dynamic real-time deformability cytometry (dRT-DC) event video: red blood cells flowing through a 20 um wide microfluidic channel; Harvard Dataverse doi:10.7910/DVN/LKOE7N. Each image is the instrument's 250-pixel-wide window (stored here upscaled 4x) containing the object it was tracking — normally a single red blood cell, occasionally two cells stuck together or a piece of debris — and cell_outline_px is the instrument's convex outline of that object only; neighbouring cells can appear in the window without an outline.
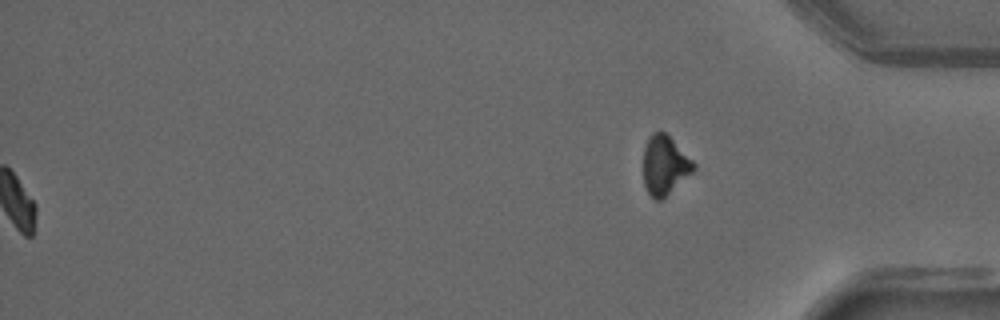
{"species": "common noctule bat (a hibernating species)", "species_latin": "Nyctalus noctula", "temperature_condition": "warm", "stored_images_in_passage": 56, "segment_of_instrument_passage": [2, 2], "camera_frame_rate_fps": 3000, "um_per_image_px": 0.085, "animal": {"sex": "male", "forearm_length_mm": 52.5}, "frame": {"image": 1, "passage_image": 56, "time_ms": 18.333, "image_size_px": [1000, 320], "cell_outline_px": [[696, 168], [692, 172], [660, 200], [656, 200], [648, 192], [644, 184], [644, 148], [648, 136], [652, 132], [664, 132], [696, 164]], "centroid_in_image_um": [56.48, 14.03], "position_along_channel_um": 378.7, "area_um2": 16.82}}